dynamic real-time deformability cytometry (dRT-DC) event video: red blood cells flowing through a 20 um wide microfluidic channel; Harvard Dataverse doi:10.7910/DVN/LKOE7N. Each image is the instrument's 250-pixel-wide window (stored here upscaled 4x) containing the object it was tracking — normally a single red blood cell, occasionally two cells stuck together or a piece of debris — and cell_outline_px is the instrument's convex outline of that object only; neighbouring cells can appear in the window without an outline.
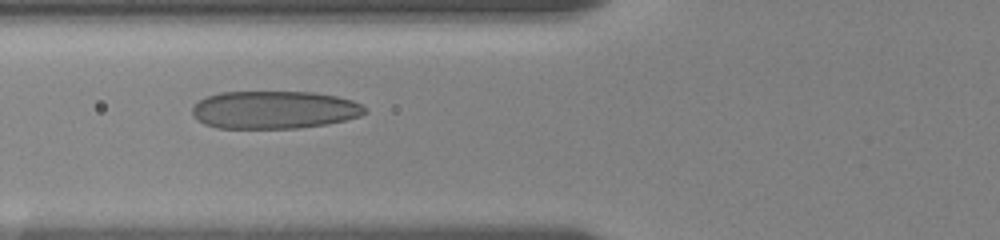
{"species": "human", "species_latin": "Homo sapiens", "temperature_condition": "room temperature", "stored_images_in_passage": 34, "camera_frame_rate_fps": 3000, "um_per_image_px": 0.085, "donor": {"sex": "female"}, "frame": {"image": 1, "passage_image": 15, "time_ms": 7.0, "image_size_px": [1000, 240], "cell_outline_px": [[368, 112], [360, 116], [328, 124], [300, 128], [216, 128], [204, 124], [196, 120], [192, 116], [192, 108], [200, 100], [208, 96], [220, 92], [312, 92], [336, 96], [352, 100], [360, 104]], "centroid_in_image_um": [23.29, 9.34], "position_along_channel_um": 102.5, "area_um2": 38.15}}
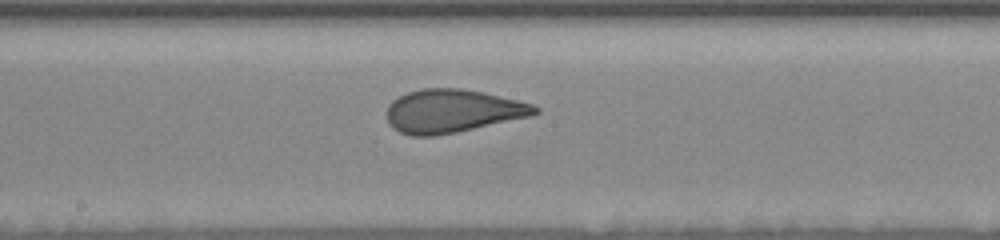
{"frame": {"image": 2, "passage_image": 21, "time_ms": 10.0, "image_size_px": [1000, 240], "cell_outline_px": [[540, 112], [532, 116], [456, 132], [436, 136], [412, 136], [400, 132], [392, 128], [388, 124], [388, 104], [392, 100], [408, 92], [424, 88], [460, 88], [520, 100], [532, 104], [540, 108]], "centroid_in_image_um": [38.47, 9.44], "position_along_channel_um": 209.7, "area_um2": 37.34}}
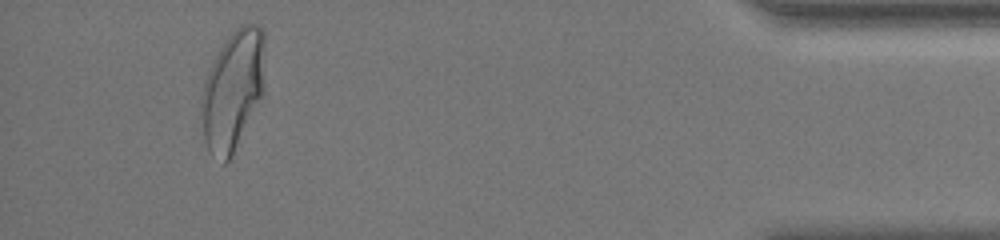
{"frame": {"image": 3, "passage_image": 32, "time_ms": 17.333, "image_size_px": [1000, 240], "cell_outline_px": [[264, 92], [228, 160], [224, 164], [208, 152], [204, 136], [200, 112], [200, 96], [204, 80], [220, 48], [228, 36], [240, 24], [256, 24], [264, 32]], "centroid_in_image_um": [19.77, 7.63], "position_along_channel_um": 415.4, "area_um2": 44.1}, "authors_computed_cell_mechanics": {"area_um2": 39.5641, "velocity_mm_per_s": 3.5737, "shape_relaxation_time_tau1_ms": 7.4182, "shape_relaxation_time_tau2_ms": 1.0206, "deformation_change_tau1": 0.2145, "deformation_change_tau2": 0.0859}}